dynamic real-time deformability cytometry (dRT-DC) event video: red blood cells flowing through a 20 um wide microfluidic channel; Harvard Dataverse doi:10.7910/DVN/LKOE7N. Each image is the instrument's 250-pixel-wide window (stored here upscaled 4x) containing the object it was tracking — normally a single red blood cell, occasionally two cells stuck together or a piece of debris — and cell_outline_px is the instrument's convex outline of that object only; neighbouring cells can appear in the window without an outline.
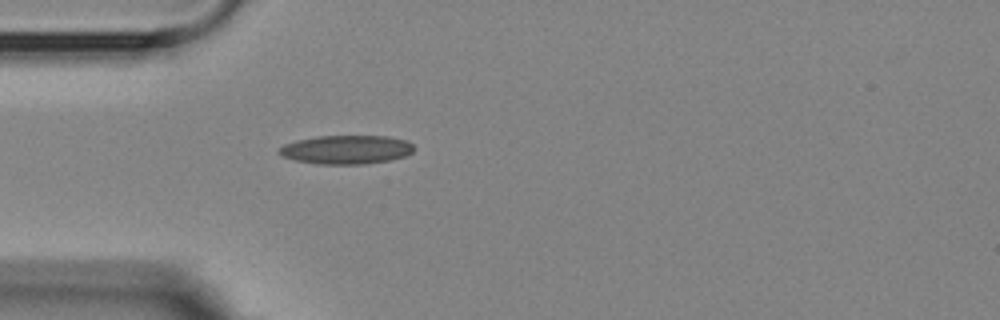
{"species": "Egyptian fruit bat (a non-hibernating species)", "species_latin": "Rousettus aegyptiacus", "temperature_condition": "room temperature", "stored_images_in_passage": 1, "camera_frame_rate_fps": 3000, "um_per_image_px": 0.085, "animal": {"sex": "female"}, "frame": {"image": 1, "passage_image": 1, "time_ms": 0.0, "image_size_px": [1000, 320], "cell_outline_px": [[416, 148], [412, 152], [404, 156], [388, 160], [364, 164], [316, 164], [296, 160], [284, 156], [276, 152], [284, 144], [296, 140], [316, 136], [388, 136], [408, 140]], "centroid_in_image_um": [29.45, 12.71], "position_along_channel_um": 55.5, "area_um2": 22.66}}